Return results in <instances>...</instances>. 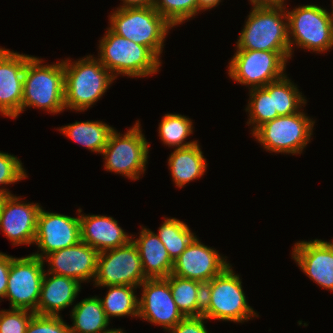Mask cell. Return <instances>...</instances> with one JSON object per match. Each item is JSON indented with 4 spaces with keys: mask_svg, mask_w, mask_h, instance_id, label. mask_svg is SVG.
Segmentation results:
<instances>
[{
    "mask_svg": "<svg viewBox=\"0 0 333 333\" xmlns=\"http://www.w3.org/2000/svg\"><path fill=\"white\" fill-rule=\"evenodd\" d=\"M64 104L66 109L85 111L92 107L110 87L115 78L92 55L71 62L63 60Z\"/></svg>",
    "mask_w": 333,
    "mask_h": 333,
    "instance_id": "cell-1",
    "label": "cell"
},
{
    "mask_svg": "<svg viewBox=\"0 0 333 333\" xmlns=\"http://www.w3.org/2000/svg\"><path fill=\"white\" fill-rule=\"evenodd\" d=\"M237 41V50L290 52L286 6L253 7Z\"/></svg>",
    "mask_w": 333,
    "mask_h": 333,
    "instance_id": "cell-2",
    "label": "cell"
},
{
    "mask_svg": "<svg viewBox=\"0 0 333 333\" xmlns=\"http://www.w3.org/2000/svg\"><path fill=\"white\" fill-rule=\"evenodd\" d=\"M43 61L32 56L26 63L21 113L27 107L52 114L65 110L63 60L51 65H43Z\"/></svg>",
    "mask_w": 333,
    "mask_h": 333,
    "instance_id": "cell-3",
    "label": "cell"
},
{
    "mask_svg": "<svg viewBox=\"0 0 333 333\" xmlns=\"http://www.w3.org/2000/svg\"><path fill=\"white\" fill-rule=\"evenodd\" d=\"M207 320L242 323L258 314L248 305L239 275L229 265L204 286L203 313Z\"/></svg>",
    "mask_w": 333,
    "mask_h": 333,
    "instance_id": "cell-4",
    "label": "cell"
},
{
    "mask_svg": "<svg viewBox=\"0 0 333 333\" xmlns=\"http://www.w3.org/2000/svg\"><path fill=\"white\" fill-rule=\"evenodd\" d=\"M99 41L97 58L113 75L146 77L157 73L161 60L148 47L136 44L107 28Z\"/></svg>",
    "mask_w": 333,
    "mask_h": 333,
    "instance_id": "cell-5",
    "label": "cell"
},
{
    "mask_svg": "<svg viewBox=\"0 0 333 333\" xmlns=\"http://www.w3.org/2000/svg\"><path fill=\"white\" fill-rule=\"evenodd\" d=\"M109 17V28L114 33L161 57L164 40L173 26L154 7L117 8Z\"/></svg>",
    "mask_w": 333,
    "mask_h": 333,
    "instance_id": "cell-6",
    "label": "cell"
},
{
    "mask_svg": "<svg viewBox=\"0 0 333 333\" xmlns=\"http://www.w3.org/2000/svg\"><path fill=\"white\" fill-rule=\"evenodd\" d=\"M106 171L137 180L145 173L149 144L140 128L139 120L125 134L114 129L102 150Z\"/></svg>",
    "mask_w": 333,
    "mask_h": 333,
    "instance_id": "cell-7",
    "label": "cell"
},
{
    "mask_svg": "<svg viewBox=\"0 0 333 333\" xmlns=\"http://www.w3.org/2000/svg\"><path fill=\"white\" fill-rule=\"evenodd\" d=\"M286 13L291 57L293 44L316 53L333 47V25L326 9L307 4Z\"/></svg>",
    "mask_w": 333,
    "mask_h": 333,
    "instance_id": "cell-8",
    "label": "cell"
},
{
    "mask_svg": "<svg viewBox=\"0 0 333 333\" xmlns=\"http://www.w3.org/2000/svg\"><path fill=\"white\" fill-rule=\"evenodd\" d=\"M314 124L315 120L300 111L268 121L252 135L270 153L301 154L311 139Z\"/></svg>",
    "mask_w": 333,
    "mask_h": 333,
    "instance_id": "cell-9",
    "label": "cell"
},
{
    "mask_svg": "<svg viewBox=\"0 0 333 333\" xmlns=\"http://www.w3.org/2000/svg\"><path fill=\"white\" fill-rule=\"evenodd\" d=\"M290 52L236 50L229 62L228 75L236 82L260 88L284 77Z\"/></svg>",
    "mask_w": 333,
    "mask_h": 333,
    "instance_id": "cell-10",
    "label": "cell"
},
{
    "mask_svg": "<svg viewBox=\"0 0 333 333\" xmlns=\"http://www.w3.org/2000/svg\"><path fill=\"white\" fill-rule=\"evenodd\" d=\"M137 247L126 245L99 252L94 285H126L138 287L146 280Z\"/></svg>",
    "mask_w": 333,
    "mask_h": 333,
    "instance_id": "cell-11",
    "label": "cell"
},
{
    "mask_svg": "<svg viewBox=\"0 0 333 333\" xmlns=\"http://www.w3.org/2000/svg\"><path fill=\"white\" fill-rule=\"evenodd\" d=\"M44 262L46 261L32 254L21 258L12 256L5 295L10 301L11 309L36 312L46 272Z\"/></svg>",
    "mask_w": 333,
    "mask_h": 333,
    "instance_id": "cell-12",
    "label": "cell"
},
{
    "mask_svg": "<svg viewBox=\"0 0 333 333\" xmlns=\"http://www.w3.org/2000/svg\"><path fill=\"white\" fill-rule=\"evenodd\" d=\"M81 241L80 218L40 209L34 244L41 253L33 256L44 258L59 249L68 248Z\"/></svg>",
    "mask_w": 333,
    "mask_h": 333,
    "instance_id": "cell-13",
    "label": "cell"
},
{
    "mask_svg": "<svg viewBox=\"0 0 333 333\" xmlns=\"http://www.w3.org/2000/svg\"><path fill=\"white\" fill-rule=\"evenodd\" d=\"M140 287L143 290L139 299V318L163 326L167 331L184 318L172 297L166 278L146 279Z\"/></svg>",
    "mask_w": 333,
    "mask_h": 333,
    "instance_id": "cell-14",
    "label": "cell"
},
{
    "mask_svg": "<svg viewBox=\"0 0 333 333\" xmlns=\"http://www.w3.org/2000/svg\"><path fill=\"white\" fill-rule=\"evenodd\" d=\"M229 265L216 249L202 244L195 237L174 261L172 274L206 284Z\"/></svg>",
    "mask_w": 333,
    "mask_h": 333,
    "instance_id": "cell-15",
    "label": "cell"
},
{
    "mask_svg": "<svg viewBox=\"0 0 333 333\" xmlns=\"http://www.w3.org/2000/svg\"><path fill=\"white\" fill-rule=\"evenodd\" d=\"M31 57L0 47V114L14 119L21 113L24 72Z\"/></svg>",
    "mask_w": 333,
    "mask_h": 333,
    "instance_id": "cell-16",
    "label": "cell"
},
{
    "mask_svg": "<svg viewBox=\"0 0 333 333\" xmlns=\"http://www.w3.org/2000/svg\"><path fill=\"white\" fill-rule=\"evenodd\" d=\"M41 208L38 203H24L20 197L5 196L0 209V230L14 246L34 244Z\"/></svg>",
    "mask_w": 333,
    "mask_h": 333,
    "instance_id": "cell-17",
    "label": "cell"
},
{
    "mask_svg": "<svg viewBox=\"0 0 333 333\" xmlns=\"http://www.w3.org/2000/svg\"><path fill=\"white\" fill-rule=\"evenodd\" d=\"M98 255L96 249L80 241L76 245L48 254L44 260L50 266L48 273L71 277L81 284L92 278L94 281Z\"/></svg>",
    "mask_w": 333,
    "mask_h": 333,
    "instance_id": "cell-18",
    "label": "cell"
},
{
    "mask_svg": "<svg viewBox=\"0 0 333 333\" xmlns=\"http://www.w3.org/2000/svg\"><path fill=\"white\" fill-rule=\"evenodd\" d=\"M292 258L317 285L333 292V242L299 241L294 245Z\"/></svg>",
    "mask_w": 333,
    "mask_h": 333,
    "instance_id": "cell-19",
    "label": "cell"
},
{
    "mask_svg": "<svg viewBox=\"0 0 333 333\" xmlns=\"http://www.w3.org/2000/svg\"><path fill=\"white\" fill-rule=\"evenodd\" d=\"M80 218L81 241L98 252L126 245L133 236H129L113 217L102 215H84L78 209Z\"/></svg>",
    "mask_w": 333,
    "mask_h": 333,
    "instance_id": "cell-20",
    "label": "cell"
},
{
    "mask_svg": "<svg viewBox=\"0 0 333 333\" xmlns=\"http://www.w3.org/2000/svg\"><path fill=\"white\" fill-rule=\"evenodd\" d=\"M80 289L76 279L45 273L35 314L59 316V311L73 304Z\"/></svg>",
    "mask_w": 333,
    "mask_h": 333,
    "instance_id": "cell-21",
    "label": "cell"
},
{
    "mask_svg": "<svg viewBox=\"0 0 333 333\" xmlns=\"http://www.w3.org/2000/svg\"><path fill=\"white\" fill-rule=\"evenodd\" d=\"M139 235V238L132 241L137 247L146 278H167L172 274L174 262L169 257L164 244L150 229L142 227Z\"/></svg>",
    "mask_w": 333,
    "mask_h": 333,
    "instance_id": "cell-22",
    "label": "cell"
},
{
    "mask_svg": "<svg viewBox=\"0 0 333 333\" xmlns=\"http://www.w3.org/2000/svg\"><path fill=\"white\" fill-rule=\"evenodd\" d=\"M207 165L198 142L188 147L174 149L168 159L172 180L179 188L202 177Z\"/></svg>",
    "mask_w": 333,
    "mask_h": 333,
    "instance_id": "cell-23",
    "label": "cell"
},
{
    "mask_svg": "<svg viewBox=\"0 0 333 333\" xmlns=\"http://www.w3.org/2000/svg\"><path fill=\"white\" fill-rule=\"evenodd\" d=\"M71 333H109V319L104 312L100 298L93 296L75 304L70 314Z\"/></svg>",
    "mask_w": 333,
    "mask_h": 333,
    "instance_id": "cell-24",
    "label": "cell"
},
{
    "mask_svg": "<svg viewBox=\"0 0 333 333\" xmlns=\"http://www.w3.org/2000/svg\"><path fill=\"white\" fill-rule=\"evenodd\" d=\"M172 297L184 317L202 316L205 284L170 274L166 278Z\"/></svg>",
    "mask_w": 333,
    "mask_h": 333,
    "instance_id": "cell-25",
    "label": "cell"
},
{
    "mask_svg": "<svg viewBox=\"0 0 333 333\" xmlns=\"http://www.w3.org/2000/svg\"><path fill=\"white\" fill-rule=\"evenodd\" d=\"M113 127L102 121H83L60 127L59 131L76 143L95 153H100L108 143Z\"/></svg>",
    "mask_w": 333,
    "mask_h": 333,
    "instance_id": "cell-26",
    "label": "cell"
},
{
    "mask_svg": "<svg viewBox=\"0 0 333 333\" xmlns=\"http://www.w3.org/2000/svg\"><path fill=\"white\" fill-rule=\"evenodd\" d=\"M263 88L272 96L273 119L300 112L306 105L307 100L287 75Z\"/></svg>",
    "mask_w": 333,
    "mask_h": 333,
    "instance_id": "cell-27",
    "label": "cell"
},
{
    "mask_svg": "<svg viewBox=\"0 0 333 333\" xmlns=\"http://www.w3.org/2000/svg\"><path fill=\"white\" fill-rule=\"evenodd\" d=\"M109 290L106 296L101 300L104 312L107 318L132 316L138 317L139 315V298L136 296L134 290L137 287L126 285H113L105 286Z\"/></svg>",
    "mask_w": 333,
    "mask_h": 333,
    "instance_id": "cell-28",
    "label": "cell"
},
{
    "mask_svg": "<svg viewBox=\"0 0 333 333\" xmlns=\"http://www.w3.org/2000/svg\"><path fill=\"white\" fill-rule=\"evenodd\" d=\"M157 236L164 244L173 262L196 237L186 223L176 218H165L163 224L159 227Z\"/></svg>",
    "mask_w": 333,
    "mask_h": 333,
    "instance_id": "cell-29",
    "label": "cell"
},
{
    "mask_svg": "<svg viewBox=\"0 0 333 333\" xmlns=\"http://www.w3.org/2000/svg\"><path fill=\"white\" fill-rule=\"evenodd\" d=\"M191 119L181 114H165L159 123V136L161 141L169 147L183 148L197 143L196 140L184 142L190 134H193Z\"/></svg>",
    "mask_w": 333,
    "mask_h": 333,
    "instance_id": "cell-30",
    "label": "cell"
},
{
    "mask_svg": "<svg viewBox=\"0 0 333 333\" xmlns=\"http://www.w3.org/2000/svg\"><path fill=\"white\" fill-rule=\"evenodd\" d=\"M250 101L245 109L249 113L247 124L252 125V133L264 123L273 120L272 96L263 88L250 89Z\"/></svg>",
    "mask_w": 333,
    "mask_h": 333,
    "instance_id": "cell-31",
    "label": "cell"
},
{
    "mask_svg": "<svg viewBox=\"0 0 333 333\" xmlns=\"http://www.w3.org/2000/svg\"><path fill=\"white\" fill-rule=\"evenodd\" d=\"M173 27L199 12L198 0H155L153 6Z\"/></svg>",
    "mask_w": 333,
    "mask_h": 333,
    "instance_id": "cell-32",
    "label": "cell"
},
{
    "mask_svg": "<svg viewBox=\"0 0 333 333\" xmlns=\"http://www.w3.org/2000/svg\"><path fill=\"white\" fill-rule=\"evenodd\" d=\"M22 162L14 155L0 151V185L14 184L24 178H28ZM0 193L13 195L6 188H0Z\"/></svg>",
    "mask_w": 333,
    "mask_h": 333,
    "instance_id": "cell-33",
    "label": "cell"
},
{
    "mask_svg": "<svg viewBox=\"0 0 333 333\" xmlns=\"http://www.w3.org/2000/svg\"><path fill=\"white\" fill-rule=\"evenodd\" d=\"M34 314L26 309L0 310V333H26Z\"/></svg>",
    "mask_w": 333,
    "mask_h": 333,
    "instance_id": "cell-34",
    "label": "cell"
},
{
    "mask_svg": "<svg viewBox=\"0 0 333 333\" xmlns=\"http://www.w3.org/2000/svg\"><path fill=\"white\" fill-rule=\"evenodd\" d=\"M26 333H71L70 325L63 321L61 315L34 314L31 318Z\"/></svg>",
    "mask_w": 333,
    "mask_h": 333,
    "instance_id": "cell-35",
    "label": "cell"
},
{
    "mask_svg": "<svg viewBox=\"0 0 333 333\" xmlns=\"http://www.w3.org/2000/svg\"><path fill=\"white\" fill-rule=\"evenodd\" d=\"M204 320V316L184 317L168 332L170 333H208Z\"/></svg>",
    "mask_w": 333,
    "mask_h": 333,
    "instance_id": "cell-36",
    "label": "cell"
},
{
    "mask_svg": "<svg viewBox=\"0 0 333 333\" xmlns=\"http://www.w3.org/2000/svg\"><path fill=\"white\" fill-rule=\"evenodd\" d=\"M12 256L0 252V300L5 298Z\"/></svg>",
    "mask_w": 333,
    "mask_h": 333,
    "instance_id": "cell-37",
    "label": "cell"
},
{
    "mask_svg": "<svg viewBox=\"0 0 333 333\" xmlns=\"http://www.w3.org/2000/svg\"><path fill=\"white\" fill-rule=\"evenodd\" d=\"M123 5L118 8H134V7H153L155 0H121Z\"/></svg>",
    "mask_w": 333,
    "mask_h": 333,
    "instance_id": "cell-38",
    "label": "cell"
},
{
    "mask_svg": "<svg viewBox=\"0 0 333 333\" xmlns=\"http://www.w3.org/2000/svg\"><path fill=\"white\" fill-rule=\"evenodd\" d=\"M253 7L281 6L285 5V0H249Z\"/></svg>",
    "mask_w": 333,
    "mask_h": 333,
    "instance_id": "cell-39",
    "label": "cell"
},
{
    "mask_svg": "<svg viewBox=\"0 0 333 333\" xmlns=\"http://www.w3.org/2000/svg\"><path fill=\"white\" fill-rule=\"evenodd\" d=\"M219 2H221V0H198L199 3V11L203 10H210L213 7H216L217 5H219Z\"/></svg>",
    "mask_w": 333,
    "mask_h": 333,
    "instance_id": "cell-40",
    "label": "cell"
},
{
    "mask_svg": "<svg viewBox=\"0 0 333 333\" xmlns=\"http://www.w3.org/2000/svg\"><path fill=\"white\" fill-rule=\"evenodd\" d=\"M109 333H125L122 329H113L112 331H110Z\"/></svg>",
    "mask_w": 333,
    "mask_h": 333,
    "instance_id": "cell-41",
    "label": "cell"
},
{
    "mask_svg": "<svg viewBox=\"0 0 333 333\" xmlns=\"http://www.w3.org/2000/svg\"><path fill=\"white\" fill-rule=\"evenodd\" d=\"M6 195L0 193V209H1V206H2V203H3V200L5 198Z\"/></svg>",
    "mask_w": 333,
    "mask_h": 333,
    "instance_id": "cell-42",
    "label": "cell"
},
{
    "mask_svg": "<svg viewBox=\"0 0 333 333\" xmlns=\"http://www.w3.org/2000/svg\"><path fill=\"white\" fill-rule=\"evenodd\" d=\"M332 4H333V0H332ZM330 19H331V22H332V25H333V5H332V13L330 14Z\"/></svg>",
    "mask_w": 333,
    "mask_h": 333,
    "instance_id": "cell-43",
    "label": "cell"
}]
</instances>
